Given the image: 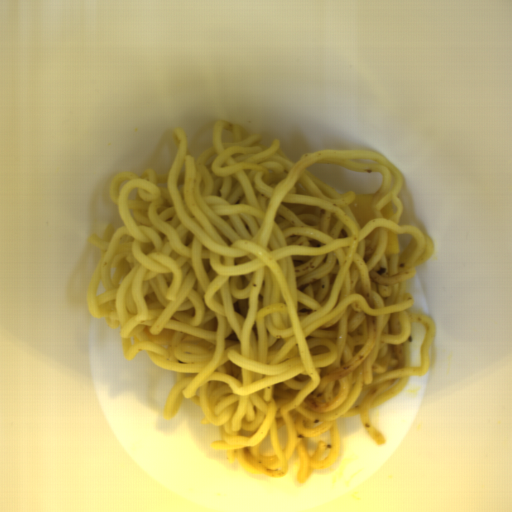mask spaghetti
<instances>
[{
    "mask_svg": "<svg viewBox=\"0 0 512 512\" xmlns=\"http://www.w3.org/2000/svg\"><path fill=\"white\" fill-rule=\"evenodd\" d=\"M167 173H118L108 186L121 227L87 237L100 259L86 294L93 318L118 329L123 358L145 351L176 372L163 418L183 399L202 425L219 428L211 449L247 473L294 480L333 467L341 418L358 415L380 446L370 410L428 371L436 326L411 309L406 281L435 244L403 224L401 174L374 149L307 151L296 162L274 138L215 120L211 146L189 152L186 132ZM334 163L380 172L374 219L361 227L340 194L306 168ZM396 215L380 210L390 201ZM387 230L412 238L384 253ZM411 323H424L420 367H410ZM271 434L276 454L259 453Z\"/></svg>",
    "mask_w": 512,
    "mask_h": 512,
    "instance_id": "c7327b10",
    "label": "spaghetti"
}]
</instances>
